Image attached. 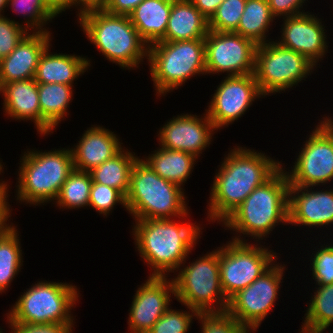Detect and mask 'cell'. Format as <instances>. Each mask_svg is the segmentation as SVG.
Returning <instances> with one entry per match:
<instances>
[{
	"label": "cell",
	"mask_w": 333,
	"mask_h": 333,
	"mask_svg": "<svg viewBox=\"0 0 333 333\" xmlns=\"http://www.w3.org/2000/svg\"><path fill=\"white\" fill-rule=\"evenodd\" d=\"M281 166L280 162L265 156V153L239 146L231 150L215 175L208 218L212 222H223L255 188L268 181Z\"/></svg>",
	"instance_id": "1"
},
{
	"label": "cell",
	"mask_w": 333,
	"mask_h": 333,
	"mask_svg": "<svg viewBox=\"0 0 333 333\" xmlns=\"http://www.w3.org/2000/svg\"><path fill=\"white\" fill-rule=\"evenodd\" d=\"M135 242L141 258L151 265L150 276L165 277V272L180 270L199 236V226L170 219L135 220ZM184 261V262H183Z\"/></svg>",
	"instance_id": "2"
},
{
	"label": "cell",
	"mask_w": 333,
	"mask_h": 333,
	"mask_svg": "<svg viewBox=\"0 0 333 333\" xmlns=\"http://www.w3.org/2000/svg\"><path fill=\"white\" fill-rule=\"evenodd\" d=\"M289 181L283 166L255 188L224 221L225 227L262 240L276 224L288 223Z\"/></svg>",
	"instance_id": "3"
},
{
	"label": "cell",
	"mask_w": 333,
	"mask_h": 333,
	"mask_svg": "<svg viewBox=\"0 0 333 333\" xmlns=\"http://www.w3.org/2000/svg\"><path fill=\"white\" fill-rule=\"evenodd\" d=\"M79 17L83 31L102 55L120 67H138L148 57V44L140 37L128 15H114L90 6Z\"/></svg>",
	"instance_id": "4"
},
{
	"label": "cell",
	"mask_w": 333,
	"mask_h": 333,
	"mask_svg": "<svg viewBox=\"0 0 333 333\" xmlns=\"http://www.w3.org/2000/svg\"><path fill=\"white\" fill-rule=\"evenodd\" d=\"M125 200L126 209L136 220L188 215L181 186L160 177L142 159L132 168Z\"/></svg>",
	"instance_id": "5"
},
{
	"label": "cell",
	"mask_w": 333,
	"mask_h": 333,
	"mask_svg": "<svg viewBox=\"0 0 333 333\" xmlns=\"http://www.w3.org/2000/svg\"><path fill=\"white\" fill-rule=\"evenodd\" d=\"M21 160L17 200L35 205L56 200L74 170L71 149L27 151Z\"/></svg>",
	"instance_id": "6"
},
{
	"label": "cell",
	"mask_w": 333,
	"mask_h": 333,
	"mask_svg": "<svg viewBox=\"0 0 333 333\" xmlns=\"http://www.w3.org/2000/svg\"><path fill=\"white\" fill-rule=\"evenodd\" d=\"M147 59L157 96L178 88L191 76L206 74L204 38L155 42L149 45Z\"/></svg>",
	"instance_id": "7"
},
{
	"label": "cell",
	"mask_w": 333,
	"mask_h": 333,
	"mask_svg": "<svg viewBox=\"0 0 333 333\" xmlns=\"http://www.w3.org/2000/svg\"><path fill=\"white\" fill-rule=\"evenodd\" d=\"M76 286L62 282H38L19 297L7 314L8 323L73 324L69 314L78 300ZM72 307V308H71Z\"/></svg>",
	"instance_id": "8"
},
{
	"label": "cell",
	"mask_w": 333,
	"mask_h": 333,
	"mask_svg": "<svg viewBox=\"0 0 333 333\" xmlns=\"http://www.w3.org/2000/svg\"><path fill=\"white\" fill-rule=\"evenodd\" d=\"M180 271L173 278L177 301L197 313H220L227 310L229 300L220 283L219 249L196 259ZM215 302L218 304L216 307Z\"/></svg>",
	"instance_id": "9"
},
{
	"label": "cell",
	"mask_w": 333,
	"mask_h": 333,
	"mask_svg": "<svg viewBox=\"0 0 333 333\" xmlns=\"http://www.w3.org/2000/svg\"><path fill=\"white\" fill-rule=\"evenodd\" d=\"M315 64L306 56L281 46L276 41L257 46L255 79L262 96L284 91L307 78Z\"/></svg>",
	"instance_id": "10"
},
{
	"label": "cell",
	"mask_w": 333,
	"mask_h": 333,
	"mask_svg": "<svg viewBox=\"0 0 333 333\" xmlns=\"http://www.w3.org/2000/svg\"><path fill=\"white\" fill-rule=\"evenodd\" d=\"M235 237L224 247H219L220 283L229 300L238 291L252 284L267 271L277 258L273 251L246 243Z\"/></svg>",
	"instance_id": "11"
},
{
	"label": "cell",
	"mask_w": 333,
	"mask_h": 333,
	"mask_svg": "<svg viewBox=\"0 0 333 333\" xmlns=\"http://www.w3.org/2000/svg\"><path fill=\"white\" fill-rule=\"evenodd\" d=\"M272 265L245 289L238 291L228 302L227 312L242 326L256 331L276 301L283 280L284 266ZM256 329V330H255Z\"/></svg>",
	"instance_id": "12"
},
{
	"label": "cell",
	"mask_w": 333,
	"mask_h": 333,
	"mask_svg": "<svg viewBox=\"0 0 333 333\" xmlns=\"http://www.w3.org/2000/svg\"><path fill=\"white\" fill-rule=\"evenodd\" d=\"M205 41L206 74H253L257 44L235 32L209 30Z\"/></svg>",
	"instance_id": "13"
},
{
	"label": "cell",
	"mask_w": 333,
	"mask_h": 333,
	"mask_svg": "<svg viewBox=\"0 0 333 333\" xmlns=\"http://www.w3.org/2000/svg\"><path fill=\"white\" fill-rule=\"evenodd\" d=\"M293 169L285 172L292 186L312 187L333 179V139L317 125L306 140Z\"/></svg>",
	"instance_id": "14"
},
{
	"label": "cell",
	"mask_w": 333,
	"mask_h": 333,
	"mask_svg": "<svg viewBox=\"0 0 333 333\" xmlns=\"http://www.w3.org/2000/svg\"><path fill=\"white\" fill-rule=\"evenodd\" d=\"M261 95L254 73L227 76L217 87L205 113L218 130L245 114L252 101Z\"/></svg>",
	"instance_id": "15"
},
{
	"label": "cell",
	"mask_w": 333,
	"mask_h": 333,
	"mask_svg": "<svg viewBox=\"0 0 333 333\" xmlns=\"http://www.w3.org/2000/svg\"><path fill=\"white\" fill-rule=\"evenodd\" d=\"M166 277L149 276L136 291L129 313L130 333H148L168 309L175 291L173 279Z\"/></svg>",
	"instance_id": "16"
},
{
	"label": "cell",
	"mask_w": 333,
	"mask_h": 333,
	"mask_svg": "<svg viewBox=\"0 0 333 333\" xmlns=\"http://www.w3.org/2000/svg\"><path fill=\"white\" fill-rule=\"evenodd\" d=\"M204 115L206 116L203 118L191 114L174 117L163 128H160L158 134L160 146L165 149L187 152L198 158L202 150L211 143L212 132L216 130L207 113Z\"/></svg>",
	"instance_id": "17"
},
{
	"label": "cell",
	"mask_w": 333,
	"mask_h": 333,
	"mask_svg": "<svg viewBox=\"0 0 333 333\" xmlns=\"http://www.w3.org/2000/svg\"><path fill=\"white\" fill-rule=\"evenodd\" d=\"M297 16L283 17L281 46L289 48L299 54L306 56L317 65L327 51V39L324 27L317 17L310 13Z\"/></svg>",
	"instance_id": "18"
},
{
	"label": "cell",
	"mask_w": 333,
	"mask_h": 333,
	"mask_svg": "<svg viewBox=\"0 0 333 333\" xmlns=\"http://www.w3.org/2000/svg\"><path fill=\"white\" fill-rule=\"evenodd\" d=\"M308 189L289 186L288 223L309 227L333 224V190Z\"/></svg>",
	"instance_id": "19"
},
{
	"label": "cell",
	"mask_w": 333,
	"mask_h": 333,
	"mask_svg": "<svg viewBox=\"0 0 333 333\" xmlns=\"http://www.w3.org/2000/svg\"><path fill=\"white\" fill-rule=\"evenodd\" d=\"M33 31L8 56L0 60V84L34 78L39 58L51 46V33Z\"/></svg>",
	"instance_id": "20"
},
{
	"label": "cell",
	"mask_w": 333,
	"mask_h": 333,
	"mask_svg": "<svg viewBox=\"0 0 333 333\" xmlns=\"http://www.w3.org/2000/svg\"><path fill=\"white\" fill-rule=\"evenodd\" d=\"M78 142L71 149L73 167L84 172L92 171L122 149L116 135L100 126L90 127Z\"/></svg>",
	"instance_id": "21"
},
{
	"label": "cell",
	"mask_w": 333,
	"mask_h": 333,
	"mask_svg": "<svg viewBox=\"0 0 333 333\" xmlns=\"http://www.w3.org/2000/svg\"><path fill=\"white\" fill-rule=\"evenodd\" d=\"M4 96V110L16 120H33L41 134V108L39 105L38 83L34 78L0 84Z\"/></svg>",
	"instance_id": "22"
},
{
	"label": "cell",
	"mask_w": 333,
	"mask_h": 333,
	"mask_svg": "<svg viewBox=\"0 0 333 333\" xmlns=\"http://www.w3.org/2000/svg\"><path fill=\"white\" fill-rule=\"evenodd\" d=\"M209 21L190 0H172L165 37L161 41H182L205 38Z\"/></svg>",
	"instance_id": "23"
},
{
	"label": "cell",
	"mask_w": 333,
	"mask_h": 333,
	"mask_svg": "<svg viewBox=\"0 0 333 333\" xmlns=\"http://www.w3.org/2000/svg\"><path fill=\"white\" fill-rule=\"evenodd\" d=\"M47 47L39 58L34 80L37 83L72 85L79 75L86 72L90 60L69 54H50Z\"/></svg>",
	"instance_id": "24"
},
{
	"label": "cell",
	"mask_w": 333,
	"mask_h": 333,
	"mask_svg": "<svg viewBox=\"0 0 333 333\" xmlns=\"http://www.w3.org/2000/svg\"><path fill=\"white\" fill-rule=\"evenodd\" d=\"M172 0H143L129 15L140 37L149 45L165 37Z\"/></svg>",
	"instance_id": "25"
},
{
	"label": "cell",
	"mask_w": 333,
	"mask_h": 333,
	"mask_svg": "<svg viewBox=\"0 0 333 333\" xmlns=\"http://www.w3.org/2000/svg\"><path fill=\"white\" fill-rule=\"evenodd\" d=\"M41 108V134H49L67 115L73 97L72 86L59 83H38Z\"/></svg>",
	"instance_id": "26"
},
{
	"label": "cell",
	"mask_w": 333,
	"mask_h": 333,
	"mask_svg": "<svg viewBox=\"0 0 333 333\" xmlns=\"http://www.w3.org/2000/svg\"><path fill=\"white\" fill-rule=\"evenodd\" d=\"M196 159L193 154L161 147L146 161L142 160L160 177L181 186L190 176Z\"/></svg>",
	"instance_id": "27"
},
{
	"label": "cell",
	"mask_w": 333,
	"mask_h": 333,
	"mask_svg": "<svg viewBox=\"0 0 333 333\" xmlns=\"http://www.w3.org/2000/svg\"><path fill=\"white\" fill-rule=\"evenodd\" d=\"M138 159L132 152L122 148L112 158L90 171L92 181L116 188L126 196L129 190L131 171Z\"/></svg>",
	"instance_id": "28"
},
{
	"label": "cell",
	"mask_w": 333,
	"mask_h": 333,
	"mask_svg": "<svg viewBox=\"0 0 333 333\" xmlns=\"http://www.w3.org/2000/svg\"><path fill=\"white\" fill-rule=\"evenodd\" d=\"M275 16L267 0H247L235 33L254 41L257 45L269 42L266 32Z\"/></svg>",
	"instance_id": "29"
},
{
	"label": "cell",
	"mask_w": 333,
	"mask_h": 333,
	"mask_svg": "<svg viewBox=\"0 0 333 333\" xmlns=\"http://www.w3.org/2000/svg\"><path fill=\"white\" fill-rule=\"evenodd\" d=\"M305 314L300 333H323L333 323V283L318 285Z\"/></svg>",
	"instance_id": "30"
},
{
	"label": "cell",
	"mask_w": 333,
	"mask_h": 333,
	"mask_svg": "<svg viewBox=\"0 0 333 333\" xmlns=\"http://www.w3.org/2000/svg\"><path fill=\"white\" fill-rule=\"evenodd\" d=\"M92 177L90 172L73 170L62 184L57 205L70 209L89 205Z\"/></svg>",
	"instance_id": "31"
},
{
	"label": "cell",
	"mask_w": 333,
	"mask_h": 333,
	"mask_svg": "<svg viewBox=\"0 0 333 333\" xmlns=\"http://www.w3.org/2000/svg\"><path fill=\"white\" fill-rule=\"evenodd\" d=\"M16 227L0 237V293L4 292L9 283L19 272L22 261V250Z\"/></svg>",
	"instance_id": "32"
},
{
	"label": "cell",
	"mask_w": 333,
	"mask_h": 333,
	"mask_svg": "<svg viewBox=\"0 0 333 333\" xmlns=\"http://www.w3.org/2000/svg\"><path fill=\"white\" fill-rule=\"evenodd\" d=\"M9 4L13 11L23 13L24 17L29 18L24 26L27 30L34 27L36 32H48L43 25L57 16L48 7L46 0H8L7 5Z\"/></svg>",
	"instance_id": "33"
},
{
	"label": "cell",
	"mask_w": 333,
	"mask_h": 333,
	"mask_svg": "<svg viewBox=\"0 0 333 333\" xmlns=\"http://www.w3.org/2000/svg\"><path fill=\"white\" fill-rule=\"evenodd\" d=\"M247 0H224L209 20V30L235 32Z\"/></svg>",
	"instance_id": "34"
},
{
	"label": "cell",
	"mask_w": 333,
	"mask_h": 333,
	"mask_svg": "<svg viewBox=\"0 0 333 333\" xmlns=\"http://www.w3.org/2000/svg\"><path fill=\"white\" fill-rule=\"evenodd\" d=\"M196 318L201 320V333H249L251 330L239 324L227 311L198 313Z\"/></svg>",
	"instance_id": "35"
},
{
	"label": "cell",
	"mask_w": 333,
	"mask_h": 333,
	"mask_svg": "<svg viewBox=\"0 0 333 333\" xmlns=\"http://www.w3.org/2000/svg\"><path fill=\"white\" fill-rule=\"evenodd\" d=\"M188 309L189 313L168 308L148 333H187L193 316L197 317L198 314L191 308L188 307Z\"/></svg>",
	"instance_id": "36"
},
{
	"label": "cell",
	"mask_w": 333,
	"mask_h": 333,
	"mask_svg": "<svg viewBox=\"0 0 333 333\" xmlns=\"http://www.w3.org/2000/svg\"><path fill=\"white\" fill-rule=\"evenodd\" d=\"M116 203L126 208L125 196L119 190L92 181L88 206L106 216Z\"/></svg>",
	"instance_id": "37"
},
{
	"label": "cell",
	"mask_w": 333,
	"mask_h": 333,
	"mask_svg": "<svg viewBox=\"0 0 333 333\" xmlns=\"http://www.w3.org/2000/svg\"><path fill=\"white\" fill-rule=\"evenodd\" d=\"M18 22L0 16V60L8 56L30 32Z\"/></svg>",
	"instance_id": "38"
},
{
	"label": "cell",
	"mask_w": 333,
	"mask_h": 333,
	"mask_svg": "<svg viewBox=\"0 0 333 333\" xmlns=\"http://www.w3.org/2000/svg\"><path fill=\"white\" fill-rule=\"evenodd\" d=\"M312 260V275L318 285L333 283V245L321 246Z\"/></svg>",
	"instance_id": "39"
},
{
	"label": "cell",
	"mask_w": 333,
	"mask_h": 333,
	"mask_svg": "<svg viewBox=\"0 0 333 333\" xmlns=\"http://www.w3.org/2000/svg\"><path fill=\"white\" fill-rule=\"evenodd\" d=\"M74 324H16L10 323L11 333H71Z\"/></svg>",
	"instance_id": "40"
},
{
	"label": "cell",
	"mask_w": 333,
	"mask_h": 333,
	"mask_svg": "<svg viewBox=\"0 0 333 333\" xmlns=\"http://www.w3.org/2000/svg\"><path fill=\"white\" fill-rule=\"evenodd\" d=\"M269 8L275 17L297 16L306 12H301L300 8L306 0H267Z\"/></svg>",
	"instance_id": "41"
},
{
	"label": "cell",
	"mask_w": 333,
	"mask_h": 333,
	"mask_svg": "<svg viewBox=\"0 0 333 333\" xmlns=\"http://www.w3.org/2000/svg\"><path fill=\"white\" fill-rule=\"evenodd\" d=\"M143 0H102L98 5L106 12L114 15H130Z\"/></svg>",
	"instance_id": "42"
},
{
	"label": "cell",
	"mask_w": 333,
	"mask_h": 333,
	"mask_svg": "<svg viewBox=\"0 0 333 333\" xmlns=\"http://www.w3.org/2000/svg\"><path fill=\"white\" fill-rule=\"evenodd\" d=\"M7 184L4 183V181H2V183H0V237L6 235L7 233H9L13 228V224L9 225V223L7 224V220L10 217L9 215L11 211L8 205L7 200Z\"/></svg>",
	"instance_id": "43"
},
{
	"label": "cell",
	"mask_w": 333,
	"mask_h": 333,
	"mask_svg": "<svg viewBox=\"0 0 333 333\" xmlns=\"http://www.w3.org/2000/svg\"><path fill=\"white\" fill-rule=\"evenodd\" d=\"M48 7L56 14H60L62 11L70 8V6H81L80 13L81 16L85 11L92 6L87 0H46Z\"/></svg>",
	"instance_id": "44"
},
{
	"label": "cell",
	"mask_w": 333,
	"mask_h": 333,
	"mask_svg": "<svg viewBox=\"0 0 333 333\" xmlns=\"http://www.w3.org/2000/svg\"><path fill=\"white\" fill-rule=\"evenodd\" d=\"M197 10L209 21L224 0H190Z\"/></svg>",
	"instance_id": "45"
},
{
	"label": "cell",
	"mask_w": 333,
	"mask_h": 333,
	"mask_svg": "<svg viewBox=\"0 0 333 333\" xmlns=\"http://www.w3.org/2000/svg\"><path fill=\"white\" fill-rule=\"evenodd\" d=\"M324 121H320L319 125L328 133V135L333 139V121L330 117L323 119Z\"/></svg>",
	"instance_id": "46"
},
{
	"label": "cell",
	"mask_w": 333,
	"mask_h": 333,
	"mask_svg": "<svg viewBox=\"0 0 333 333\" xmlns=\"http://www.w3.org/2000/svg\"><path fill=\"white\" fill-rule=\"evenodd\" d=\"M7 2H8V0H0V16H3L1 14V11L2 10L4 11V8H6V6L8 7Z\"/></svg>",
	"instance_id": "47"
},
{
	"label": "cell",
	"mask_w": 333,
	"mask_h": 333,
	"mask_svg": "<svg viewBox=\"0 0 333 333\" xmlns=\"http://www.w3.org/2000/svg\"><path fill=\"white\" fill-rule=\"evenodd\" d=\"M92 6H98L102 0H87Z\"/></svg>",
	"instance_id": "48"
}]
</instances>
